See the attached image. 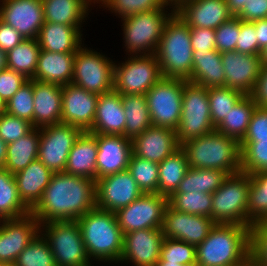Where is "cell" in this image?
Returning a JSON list of instances; mask_svg holds the SVG:
<instances>
[{
  "label": "cell",
  "mask_w": 267,
  "mask_h": 266,
  "mask_svg": "<svg viewBox=\"0 0 267 266\" xmlns=\"http://www.w3.org/2000/svg\"><path fill=\"white\" fill-rule=\"evenodd\" d=\"M95 192L94 180L56 172L31 213L40 224L78 220L96 207Z\"/></svg>",
  "instance_id": "1"
},
{
  "label": "cell",
  "mask_w": 267,
  "mask_h": 266,
  "mask_svg": "<svg viewBox=\"0 0 267 266\" xmlns=\"http://www.w3.org/2000/svg\"><path fill=\"white\" fill-rule=\"evenodd\" d=\"M250 261V227L216 223L196 246V265L243 266Z\"/></svg>",
  "instance_id": "2"
},
{
  "label": "cell",
  "mask_w": 267,
  "mask_h": 266,
  "mask_svg": "<svg viewBox=\"0 0 267 266\" xmlns=\"http://www.w3.org/2000/svg\"><path fill=\"white\" fill-rule=\"evenodd\" d=\"M77 222L89 259L120 262L124 234L114 212L95 207Z\"/></svg>",
  "instance_id": "3"
},
{
  "label": "cell",
  "mask_w": 267,
  "mask_h": 266,
  "mask_svg": "<svg viewBox=\"0 0 267 266\" xmlns=\"http://www.w3.org/2000/svg\"><path fill=\"white\" fill-rule=\"evenodd\" d=\"M189 167L215 169L228 175L241 171V146L236 139L214 130L181 145Z\"/></svg>",
  "instance_id": "4"
},
{
  "label": "cell",
  "mask_w": 267,
  "mask_h": 266,
  "mask_svg": "<svg viewBox=\"0 0 267 266\" xmlns=\"http://www.w3.org/2000/svg\"><path fill=\"white\" fill-rule=\"evenodd\" d=\"M155 55L162 77L190 79L193 66L190 27L176 13L166 23Z\"/></svg>",
  "instance_id": "5"
},
{
  "label": "cell",
  "mask_w": 267,
  "mask_h": 266,
  "mask_svg": "<svg viewBox=\"0 0 267 266\" xmlns=\"http://www.w3.org/2000/svg\"><path fill=\"white\" fill-rule=\"evenodd\" d=\"M250 174L239 171L228 175L212 194L211 219L221 224L247 226Z\"/></svg>",
  "instance_id": "6"
},
{
  "label": "cell",
  "mask_w": 267,
  "mask_h": 266,
  "mask_svg": "<svg viewBox=\"0 0 267 266\" xmlns=\"http://www.w3.org/2000/svg\"><path fill=\"white\" fill-rule=\"evenodd\" d=\"M165 13V9H157L122 19L124 42L130 54L137 56L139 52L141 55L156 53L166 23L175 14V8L171 13Z\"/></svg>",
  "instance_id": "7"
},
{
  "label": "cell",
  "mask_w": 267,
  "mask_h": 266,
  "mask_svg": "<svg viewBox=\"0 0 267 266\" xmlns=\"http://www.w3.org/2000/svg\"><path fill=\"white\" fill-rule=\"evenodd\" d=\"M215 130L211 120L208 88L184 82L182 111L176 129L177 141L181 146L188 140L201 137Z\"/></svg>",
  "instance_id": "8"
},
{
  "label": "cell",
  "mask_w": 267,
  "mask_h": 266,
  "mask_svg": "<svg viewBox=\"0 0 267 266\" xmlns=\"http://www.w3.org/2000/svg\"><path fill=\"white\" fill-rule=\"evenodd\" d=\"M40 227L45 228L46 233H40L50 245L56 266H91L77 220L50 221Z\"/></svg>",
  "instance_id": "9"
},
{
  "label": "cell",
  "mask_w": 267,
  "mask_h": 266,
  "mask_svg": "<svg viewBox=\"0 0 267 266\" xmlns=\"http://www.w3.org/2000/svg\"><path fill=\"white\" fill-rule=\"evenodd\" d=\"M185 79L162 77L146 94L152 126L176 130L182 111Z\"/></svg>",
  "instance_id": "10"
},
{
  "label": "cell",
  "mask_w": 267,
  "mask_h": 266,
  "mask_svg": "<svg viewBox=\"0 0 267 266\" xmlns=\"http://www.w3.org/2000/svg\"><path fill=\"white\" fill-rule=\"evenodd\" d=\"M161 78V69L155 54H132L125 63L114 65L113 90L121 95H145Z\"/></svg>",
  "instance_id": "11"
},
{
  "label": "cell",
  "mask_w": 267,
  "mask_h": 266,
  "mask_svg": "<svg viewBox=\"0 0 267 266\" xmlns=\"http://www.w3.org/2000/svg\"><path fill=\"white\" fill-rule=\"evenodd\" d=\"M84 48L80 47L75 53L71 83L98 95L112 91L115 63L96 51Z\"/></svg>",
  "instance_id": "12"
},
{
  "label": "cell",
  "mask_w": 267,
  "mask_h": 266,
  "mask_svg": "<svg viewBox=\"0 0 267 266\" xmlns=\"http://www.w3.org/2000/svg\"><path fill=\"white\" fill-rule=\"evenodd\" d=\"M82 132L63 123L40 128L38 159L53 173L64 172L68 155Z\"/></svg>",
  "instance_id": "13"
},
{
  "label": "cell",
  "mask_w": 267,
  "mask_h": 266,
  "mask_svg": "<svg viewBox=\"0 0 267 266\" xmlns=\"http://www.w3.org/2000/svg\"><path fill=\"white\" fill-rule=\"evenodd\" d=\"M167 205L168 197L158 193H143L115 213L118 225L123 234L147 228H162Z\"/></svg>",
  "instance_id": "14"
},
{
  "label": "cell",
  "mask_w": 267,
  "mask_h": 266,
  "mask_svg": "<svg viewBox=\"0 0 267 266\" xmlns=\"http://www.w3.org/2000/svg\"><path fill=\"white\" fill-rule=\"evenodd\" d=\"M95 190L96 207L114 213L143 194L128 170L97 179Z\"/></svg>",
  "instance_id": "15"
},
{
  "label": "cell",
  "mask_w": 267,
  "mask_h": 266,
  "mask_svg": "<svg viewBox=\"0 0 267 266\" xmlns=\"http://www.w3.org/2000/svg\"><path fill=\"white\" fill-rule=\"evenodd\" d=\"M42 231L32 213L4 219L0 228V262L14 264L20 253Z\"/></svg>",
  "instance_id": "16"
},
{
  "label": "cell",
  "mask_w": 267,
  "mask_h": 266,
  "mask_svg": "<svg viewBox=\"0 0 267 266\" xmlns=\"http://www.w3.org/2000/svg\"><path fill=\"white\" fill-rule=\"evenodd\" d=\"M215 225L216 222L209 217L179 212L167 205L162 232L164 238L181 240L197 246Z\"/></svg>",
  "instance_id": "17"
},
{
  "label": "cell",
  "mask_w": 267,
  "mask_h": 266,
  "mask_svg": "<svg viewBox=\"0 0 267 266\" xmlns=\"http://www.w3.org/2000/svg\"><path fill=\"white\" fill-rule=\"evenodd\" d=\"M99 95L75 85L62 86L61 123L90 131L96 115Z\"/></svg>",
  "instance_id": "18"
},
{
  "label": "cell",
  "mask_w": 267,
  "mask_h": 266,
  "mask_svg": "<svg viewBox=\"0 0 267 266\" xmlns=\"http://www.w3.org/2000/svg\"><path fill=\"white\" fill-rule=\"evenodd\" d=\"M0 7V20L24 39H37L45 22L42 0H2Z\"/></svg>",
  "instance_id": "19"
},
{
  "label": "cell",
  "mask_w": 267,
  "mask_h": 266,
  "mask_svg": "<svg viewBox=\"0 0 267 266\" xmlns=\"http://www.w3.org/2000/svg\"><path fill=\"white\" fill-rule=\"evenodd\" d=\"M225 72V86L250 95L261 72V55L227 51L221 53Z\"/></svg>",
  "instance_id": "20"
},
{
  "label": "cell",
  "mask_w": 267,
  "mask_h": 266,
  "mask_svg": "<svg viewBox=\"0 0 267 266\" xmlns=\"http://www.w3.org/2000/svg\"><path fill=\"white\" fill-rule=\"evenodd\" d=\"M96 180L128 169L132 140L123 135L96 134Z\"/></svg>",
  "instance_id": "21"
},
{
  "label": "cell",
  "mask_w": 267,
  "mask_h": 266,
  "mask_svg": "<svg viewBox=\"0 0 267 266\" xmlns=\"http://www.w3.org/2000/svg\"><path fill=\"white\" fill-rule=\"evenodd\" d=\"M163 239L162 228H147L124 234L120 262L129 260L135 266H156Z\"/></svg>",
  "instance_id": "22"
},
{
  "label": "cell",
  "mask_w": 267,
  "mask_h": 266,
  "mask_svg": "<svg viewBox=\"0 0 267 266\" xmlns=\"http://www.w3.org/2000/svg\"><path fill=\"white\" fill-rule=\"evenodd\" d=\"M175 13L189 26L216 29L233 17L225 0H187Z\"/></svg>",
  "instance_id": "23"
},
{
  "label": "cell",
  "mask_w": 267,
  "mask_h": 266,
  "mask_svg": "<svg viewBox=\"0 0 267 266\" xmlns=\"http://www.w3.org/2000/svg\"><path fill=\"white\" fill-rule=\"evenodd\" d=\"M181 146L176 130L151 126L132 140L133 154L141 159L161 163Z\"/></svg>",
  "instance_id": "24"
},
{
  "label": "cell",
  "mask_w": 267,
  "mask_h": 266,
  "mask_svg": "<svg viewBox=\"0 0 267 266\" xmlns=\"http://www.w3.org/2000/svg\"><path fill=\"white\" fill-rule=\"evenodd\" d=\"M33 128L61 123L62 86L33 79Z\"/></svg>",
  "instance_id": "25"
},
{
  "label": "cell",
  "mask_w": 267,
  "mask_h": 266,
  "mask_svg": "<svg viewBox=\"0 0 267 266\" xmlns=\"http://www.w3.org/2000/svg\"><path fill=\"white\" fill-rule=\"evenodd\" d=\"M126 117L122 95L112 90L99 95L92 134L124 135Z\"/></svg>",
  "instance_id": "26"
},
{
  "label": "cell",
  "mask_w": 267,
  "mask_h": 266,
  "mask_svg": "<svg viewBox=\"0 0 267 266\" xmlns=\"http://www.w3.org/2000/svg\"><path fill=\"white\" fill-rule=\"evenodd\" d=\"M53 174L39 159L32 161L26 168L14 174L18 194L30 210L41 200Z\"/></svg>",
  "instance_id": "27"
},
{
  "label": "cell",
  "mask_w": 267,
  "mask_h": 266,
  "mask_svg": "<svg viewBox=\"0 0 267 266\" xmlns=\"http://www.w3.org/2000/svg\"><path fill=\"white\" fill-rule=\"evenodd\" d=\"M97 152L96 134L83 131L68 155L64 172L96 181Z\"/></svg>",
  "instance_id": "28"
},
{
  "label": "cell",
  "mask_w": 267,
  "mask_h": 266,
  "mask_svg": "<svg viewBox=\"0 0 267 266\" xmlns=\"http://www.w3.org/2000/svg\"><path fill=\"white\" fill-rule=\"evenodd\" d=\"M75 53H55L41 50L34 80L58 85L71 84Z\"/></svg>",
  "instance_id": "29"
},
{
  "label": "cell",
  "mask_w": 267,
  "mask_h": 266,
  "mask_svg": "<svg viewBox=\"0 0 267 266\" xmlns=\"http://www.w3.org/2000/svg\"><path fill=\"white\" fill-rule=\"evenodd\" d=\"M79 28L44 22L37 36L40 49L55 53H76L82 44Z\"/></svg>",
  "instance_id": "30"
},
{
  "label": "cell",
  "mask_w": 267,
  "mask_h": 266,
  "mask_svg": "<svg viewBox=\"0 0 267 266\" xmlns=\"http://www.w3.org/2000/svg\"><path fill=\"white\" fill-rule=\"evenodd\" d=\"M189 82L205 88L225 86L221 53L217 50L193 51V66Z\"/></svg>",
  "instance_id": "31"
},
{
  "label": "cell",
  "mask_w": 267,
  "mask_h": 266,
  "mask_svg": "<svg viewBox=\"0 0 267 266\" xmlns=\"http://www.w3.org/2000/svg\"><path fill=\"white\" fill-rule=\"evenodd\" d=\"M92 0H42L44 21L80 27Z\"/></svg>",
  "instance_id": "32"
},
{
  "label": "cell",
  "mask_w": 267,
  "mask_h": 266,
  "mask_svg": "<svg viewBox=\"0 0 267 266\" xmlns=\"http://www.w3.org/2000/svg\"><path fill=\"white\" fill-rule=\"evenodd\" d=\"M40 129L33 128L17 141L7 144V155L4 168L11 174L26 168L32 161L38 159Z\"/></svg>",
  "instance_id": "33"
},
{
  "label": "cell",
  "mask_w": 267,
  "mask_h": 266,
  "mask_svg": "<svg viewBox=\"0 0 267 266\" xmlns=\"http://www.w3.org/2000/svg\"><path fill=\"white\" fill-rule=\"evenodd\" d=\"M158 166V194L169 197L172 193L177 191L180 182L189 169L187 155L180 147L164 161L158 163Z\"/></svg>",
  "instance_id": "34"
},
{
  "label": "cell",
  "mask_w": 267,
  "mask_h": 266,
  "mask_svg": "<svg viewBox=\"0 0 267 266\" xmlns=\"http://www.w3.org/2000/svg\"><path fill=\"white\" fill-rule=\"evenodd\" d=\"M126 117L124 137L133 140L152 126L146 96L143 94L122 95Z\"/></svg>",
  "instance_id": "35"
},
{
  "label": "cell",
  "mask_w": 267,
  "mask_h": 266,
  "mask_svg": "<svg viewBox=\"0 0 267 266\" xmlns=\"http://www.w3.org/2000/svg\"><path fill=\"white\" fill-rule=\"evenodd\" d=\"M256 107L250 95H243L215 130L241 142L248 131Z\"/></svg>",
  "instance_id": "36"
},
{
  "label": "cell",
  "mask_w": 267,
  "mask_h": 266,
  "mask_svg": "<svg viewBox=\"0 0 267 266\" xmlns=\"http://www.w3.org/2000/svg\"><path fill=\"white\" fill-rule=\"evenodd\" d=\"M31 213L18 194L14 174L0 168V216L4 219L20 218Z\"/></svg>",
  "instance_id": "37"
},
{
  "label": "cell",
  "mask_w": 267,
  "mask_h": 266,
  "mask_svg": "<svg viewBox=\"0 0 267 266\" xmlns=\"http://www.w3.org/2000/svg\"><path fill=\"white\" fill-rule=\"evenodd\" d=\"M227 176L228 174L224 171L189 167L174 193L205 192L213 194Z\"/></svg>",
  "instance_id": "38"
},
{
  "label": "cell",
  "mask_w": 267,
  "mask_h": 266,
  "mask_svg": "<svg viewBox=\"0 0 267 266\" xmlns=\"http://www.w3.org/2000/svg\"><path fill=\"white\" fill-rule=\"evenodd\" d=\"M40 51L37 39H24L6 53L7 68L33 79Z\"/></svg>",
  "instance_id": "39"
},
{
  "label": "cell",
  "mask_w": 267,
  "mask_h": 266,
  "mask_svg": "<svg viewBox=\"0 0 267 266\" xmlns=\"http://www.w3.org/2000/svg\"><path fill=\"white\" fill-rule=\"evenodd\" d=\"M259 222H267V172L250 174L247 226Z\"/></svg>",
  "instance_id": "40"
},
{
  "label": "cell",
  "mask_w": 267,
  "mask_h": 266,
  "mask_svg": "<svg viewBox=\"0 0 267 266\" xmlns=\"http://www.w3.org/2000/svg\"><path fill=\"white\" fill-rule=\"evenodd\" d=\"M168 205L176 211L211 218L212 194L205 192L172 193Z\"/></svg>",
  "instance_id": "41"
},
{
  "label": "cell",
  "mask_w": 267,
  "mask_h": 266,
  "mask_svg": "<svg viewBox=\"0 0 267 266\" xmlns=\"http://www.w3.org/2000/svg\"><path fill=\"white\" fill-rule=\"evenodd\" d=\"M143 193H158V163L131 154L127 169Z\"/></svg>",
  "instance_id": "42"
},
{
  "label": "cell",
  "mask_w": 267,
  "mask_h": 266,
  "mask_svg": "<svg viewBox=\"0 0 267 266\" xmlns=\"http://www.w3.org/2000/svg\"><path fill=\"white\" fill-rule=\"evenodd\" d=\"M242 96L241 92L226 86L208 88L211 120L215 128Z\"/></svg>",
  "instance_id": "43"
},
{
  "label": "cell",
  "mask_w": 267,
  "mask_h": 266,
  "mask_svg": "<svg viewBox=\"0 0 267 266\" xmlns=\"http://www.w3.org/2000/svg\"><path fill=\"white\" fill-rule=\"evenodd\" d=\"M13 266H56L47 240L37 235L20 253Z\"/></svg>",
  "instance_id": "44"
},
{
  "label": "cell",
  "mask_w": 267,
  "mask_h": 266,
  "mask_svg": "<svg viewBox=\"0 0 267 266\" xmlns=\"http://www.w3.org/2000/svg\"><path fill=\"white\" fill-rule=\"evenodd\" d=\"M240 146L242 172H267V140L240 142Z\"/></svg>",
  "instance_id": "45"
},
{
  "label": "cell",
  "mask_w": 267,
  "mask_h": 266,
  "mask_svg": "<svg viewBox=\"0 0 267 266\" xmlns=\"http://www.w3.org/2000/svg\"><path fill=\"white\" fill-rule=\"evenodd\" d=\"M102 4L109 10L112 9V12L118 13L120 17L122 16V19L137 13L171 6L169 0H104Z\"/></svg>",
  "instance_id": "46"
},
{
  "label": "cell",
  "mask_w": 267,
  "mask_h": 266,
  "mask_svg": "<svg viewBox=\"0 0 267 266\" xmlns=\"http://www.w3.org/2000/svg\"><path fill=\"white\" fill-rule=\"evenodd\" d=\"M159 261H170L181 265L196 264V246L181 240L164 238Z\"/></svg>",
  "instance_id": "47"
},
{
  "label": "cell",
  "mask_w": 267,
  "mask_h": 266,
  "mask_svg": "<svg viewBox=\"0 0 267 266\" xmlns=\"http://www.w3.org/2000/svg\"><path fill=\"white\" fill-rule=\"evenodd\" d=\"M33 79H29L6 103V112L31 122L33 126Z\"/></svg>",
  "instance_id": "48"
},
{
  "label": "cell",
  "mask_w": 267,
  "mask_h": 266,
  "mask_svg": "<svg viewBox=\"0 0 267 266\" xmlns=\"http://www.w3.org/2000/svg\"><path fill=\"white\" fill-rule=\"evenodd\" d=\"M230 13L245 22L267 19V0H225Z\"/></svg>",
  "instance_id": "49"
},
{
  "label": "cell",
  "mask_w": 267,
  "mask_h": 266,
  "mask_svg": "<svg viewBox=\"0 0 267 266\" xmlns=\"http://www.w3.org/2000/svg\"><path fill=\"white\" fill-rule=\"evenodd\" d=\"M250 261L254 266H267V222L250 227Z\"/></svg>",
  "instance_id": "50"
},
{
  "label": "cell",
  "mask_w": 267,
  "mask_h": 266,
  "mask_svg": "<svg viewBox=\"0 0 267 266\" xmlns=\"http://www.w3.org/2000/svg\"><path fill=\"white\" fill-rule=\"evenodd\" d=\"M33 129L31 122L7 112L0 116V138L6 143L17 141Z\"/></svg>",
  "instance_id": "51"
},
{
  "label": "cell",
  "mask_w": 267,
  "mask_h": 266,
  "mask_svg": "<svg viewBox=\"0 0 267 266\" xmlns=\"http://www.w3.org/2000/svg\"><path fill=\"white\" fill-rule=\"evenodd\" d=\"M240 33V19L232 17L215 29L216 50L220 53L236 51Z\"/></svg>",
  "instance_id": "52"
},
{
  "label": "cell",
  "mask_w": 267,
  "mask_h": 266,
  "mask_svg": "<svg viewBox=\"0 0 267 266\" xmlns=\"http://www.w3.org/2000/svg\"><path fill=\"white\" fill-rule=\"evenodd\" d=\"M24 75L11 70L0 71V98L7 103L13 95L28 81Z\"/></svg>",
  "instance_id": "53"
},
{
  "label": "cell",
  "mask_w": 267,
  "mask_h": 266,
  "mask_svg": "<svg viewBox=\"0 0 267 266\" xmlns=\"http://www.w3.org/2000/svg\"><path fill=\"white\" fill-rule=\"evenodd\" d=\"M267 140V108H257L254 110L248 131L241 142H259Z\"/></svg>",
  "instance_id": "54"
},
{
  "label": "cell",
  "mask_w": 267,
  "mask_h": 266,
  "mask_svg": "<svg viewBox=\"0 0 267 266\" xmlns=\"http://www.w3.org/2000/svg\"><path fill=\"white\" fill-rule=\"evenodd\" d=\"M236 52L258 55V41L253 22H245L240 19V33L236 43Z\"/></svg>",
  "instance_id": "55"
},
{
  "label": "cell",
  "mask_w": 267,
  "mask_h": 266,
  "mask_svg": "<svg viewBox=\"0 0 267 266\" xmlns=\"http://www.w3.org/2000/svg\"><path fill=\"white\" fill-rule=\"evenodd\" d=\"M190 37L193 51L216 50L214 29L190 27Z\"/></svg>",
  "instance_id": "56"
},
{
  "label": "cell",
  "mask_w": 267,
  "mask_h": 266,
  "mask_svg": "<svg viewBox=\"0 0 267 266\" xmlns=\"http://www.w3.org/2000/svg\"><path fill=\"white\" fill-rule=\"evenodd\" d=\"M23 40L24 38L17 30L0 20V50L7 53Z\"/></svg>",
  "instance_id": "57"
},
{
  "label": "cell",
  "mask_w": 267,
  "mask_h": 266,
  "mask_svg": "<svg viewBox=\"0 0 267 266\" xmlns=\"http://www.w3.org/2000/svg\"><path fill=\"white\" fill-rule=\"evenodd\" d=\"M250 97L256 104L257 108H267V65H262L261 72Z\"/></svg>",
  "instance_id": "58"
},
{
  "label": "cell",
  "mask_w": 267,
  "mask_h": 266,
  "mask_svg": "<svg viewBox=\"0 0 267 266\" xmlns=\"http://www.w3.org/2000/svg\"><path fill=\"white\" fill-rule=\"evenodd\" d=\"M258 41V55L267 47V19L253 21Z\"/></svg>",
  "instance_id": "59"
},
{
  "label": "cell",
  "mask_w": 267,
  "mask_h": 266,
  "mask_svg": "<svg viewBox=\"0 0 267 266\" xmlns=\"http://www.w3.org/2000/svg\"><path fill=\"white\" fill-rule=\"evenodd\" d=\"M7 155V144L0 138V168H4Z\"/></svg>",
  "instance_id": "60"
},
{
  "label": "cell",
  "mask_w": 267,
  "mask_h": 266,
  "mask_svg": "<svg viewBox=\"0 0 267 266\" xmlns=\"http://www.w3.org/2000/svg\"><path fill=\"white\" fill-rule=\"evenodd\" d=\"M156 266H196V264L181 265V264L173 263V262H170V261H158L156 263Z\"/></svg>",
  "instance_id": "61"
},
{
  "label": "cell",
  "mask_w": 267,
  "mask_h": 266,
  "mask_svg": "<svg viewBox=\"0 0 267 266\" xmlns=\"http://www.w3.org/2000/svg\"><path fill=\"white\" fill-rule=\"evenodd\" d=\"M7 68L6 53L0 50V71Z\"/></svg>",
  "instance_id": "62"
},
{
  "label": "cell",
  "mask_w": 267,
  "mask_h": 266,
  "mask_svg": "<svg viewBox=\"0 0 267 266\" xmlns=\"http://www.w3.org/2000/svg\"><path fill=\"white\" fill-rule=\"evenodd\" d=\"M262 65H267V47L261 52Z\"/></svg>",
  "instance_id": "63"
},
{
  "label": "cell",
  "mask_w": 267,
  "mask_h": 266,
  "mask_svg": "<svg viewBox=\"0 0 267 266\" xmlns=\"http://www.w3.org/2000/svg\"><path fill=\"white\" fill-rule=\"evenodd\" d=\"M6 112V103L0 98V116Z\"/></svg>",
  "instance_id": "64"
},
{
  "label": "cell",
  "mask_w": 267,
  "mask_h": 266,
  "mask_svg": "<svg viewBox=\"0 0 267 266\" xmlns=\"http://www.w3.org/2000/svg\"><path fill=\"white\" fill-rule=\"evenodd\" d=\"M169 1L172 4L171 6L176 8L178 5H180L181 3H183L184 1H187V0H169Z\"/></svg>",
  "instance_id": "65"
},
{
  "label": "cell",
  "mask_w": 267,
  "mask_h": 266,
  "mask_svg": "<svg viewBox=\"0 0 267 266\" xmlns=\"http://www.w3.org/2000/svg\"><path fill=\"white\" fill-rule=\"evenodd\" d=\"M0 266H13V265L9 263L0 262Z\"/></svg>",
  "instance_id": "66"
},
{
  "label": "cell",
  "mask_w": 267,
  "mask_h": 266,
  "mask_svg": "<svg viewBox=\"0 0 267 266\" xmlns=\"http://www.w3.org/2000/svg\"><path fill=\"white\" fill-rule=\"evenodd\" d=\"M243 266H254L253 264H252V262L251 261H249L248 263H246L245 265H243Z\"/></svg>",
  "instance_id": "67"
},
{
  "label": "cell",
  "mask_w": 267,
  "mask_h": 266,
  "mask_svg": "<svg viewBox=\"0 0 267 266\" xmlns=\"http://www.w3.org/2000/svg\"><path fill=\"white\" fill-rule=\"evenodd\" d=\"M1 221L3 222L4 221V218H2L1 216H0V228H1Z\"/></svg>",
  "instance_id": "68"
},
{
  "label": "cell",
  "mask_w": 267,
  "mask_h": 266,
  "mask_svg": "<svg viewBox=\"0 0 267 266\" xmlns=\"http://www.w3.org/2000/svg\"><path fill=\"white\" fill-rule=\"evenodd\" d=\"M95 1H96V2H97V1H99V2H103L104 0H94V1H92V2H95Z\"/></svg>",
  "instance_id": "69"
}]
</instances>
